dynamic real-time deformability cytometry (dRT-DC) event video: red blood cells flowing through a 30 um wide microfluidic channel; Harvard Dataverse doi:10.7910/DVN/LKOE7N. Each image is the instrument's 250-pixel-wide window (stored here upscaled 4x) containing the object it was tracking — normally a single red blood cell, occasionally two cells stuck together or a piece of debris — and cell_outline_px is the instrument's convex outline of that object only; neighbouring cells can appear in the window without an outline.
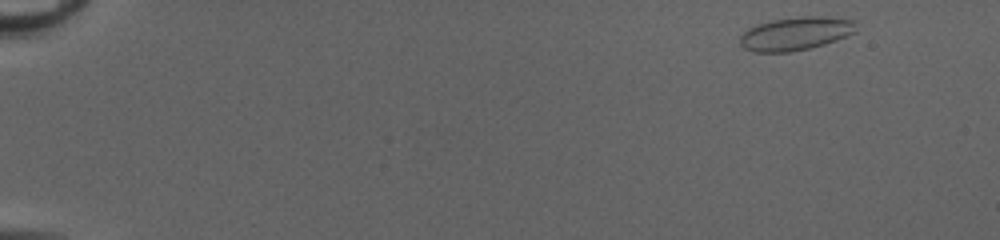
{"species": "common noctule bat (a hibernating species)", "species_latin": "Nyctalus noctula", "temperature_condition": "cold", "stored_images_in_passage": 49, "camera_frame_rate_fps": 3000, "um_per_image_px": 0.085, "animal": {"sex": "female", "body_mass_g": 20.0, "forearm_length_mm": 54.0}, "frame": {"image": 1, "passage_image": 2, "time_ms": 0.333, "image_size_px": [1000, 240], "cell_outline_px": [[856, 32], [836, 40], [824, 44], [808, 48], [788, 52], [752, 52], [744, 48], [740, 44], [740, 36], [748, 28], [756, 24], [772, 20], [800, 16], [828, 16], [856, 20]], "centroid_in_image_um": [67.64, 2.84], "position_along_channel_um": 17.4, "area_um2": 22.72}}
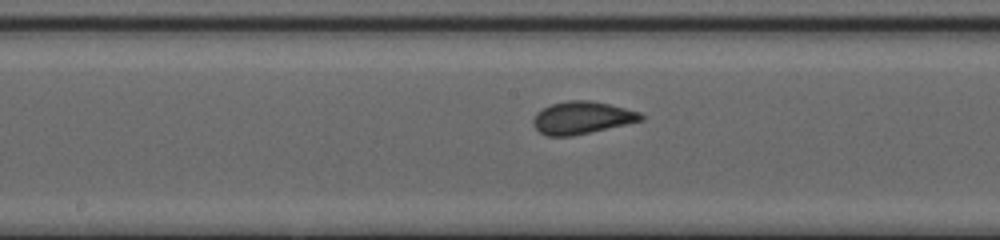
{"frame": {"image": 2, "passage_image": 26, "time_ms": 8.333, "image_size_px": [1000, 240], "cell_outline_px": [[644, 120], [572, 136], [548, 136], [540, 132], [532, 124], [532, 120], [536, 112], [552, 104], [568, 100], [588, 100], [608, 104], [640, 112], [644, 116]], "centroid_in_image_um": [49.45, 10.01], "position_along_channel_um": 198.8, "area_um2": 20.23}}
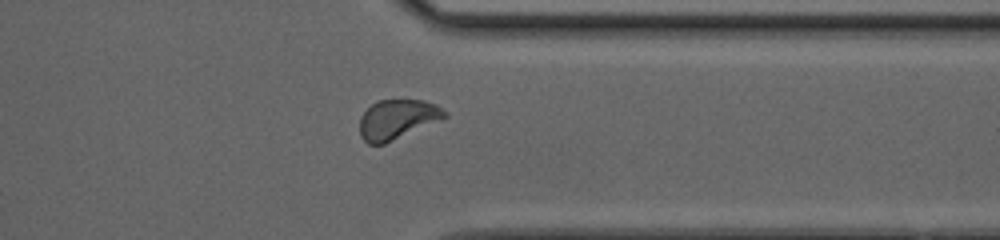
{"frame": {"image": 3, "passage_image": 39, "time_ms": 12.667, "image_size_px": [1000, 240], "cell_outline_px": [[448, 116], [384, 144], [368, 144], [360, 136], [360, 116], [376, 100], [424, 100], [436, 104], [448, 112]], "centroid_in_image_um": [33.76, 10.13], "position_along_channel_um": 377.6, "area_um2": 19.48}}